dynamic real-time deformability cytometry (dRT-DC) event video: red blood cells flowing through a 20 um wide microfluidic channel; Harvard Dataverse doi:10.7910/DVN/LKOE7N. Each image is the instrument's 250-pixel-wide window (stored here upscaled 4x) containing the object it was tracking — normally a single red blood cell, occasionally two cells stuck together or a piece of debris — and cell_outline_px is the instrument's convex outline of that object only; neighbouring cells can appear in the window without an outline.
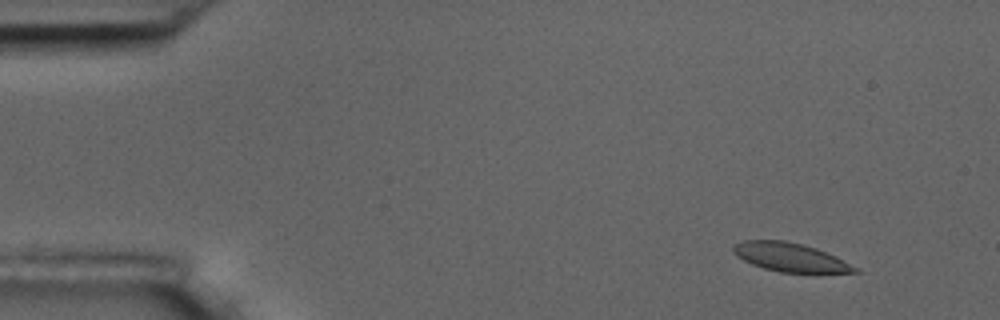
{"species": "common noctule bat (a hibernating species)", "species_latin": "Nyctalus noctula", "temperature_condition": "room temperature", "stored_images_in_passage": 6, "segment_of_instrument_passage": [1, 2], "camera_frame_rate_fps": 3000, "um_per_image_px": 0.085, "animal": {"sex": "male", "body_mass_g": 17.5, "forearm_length_mm": 52.3}, "frame": {"image": 1, "passage_image": 2, "time_ms": 1.0, "image_size_px": [1000, 320], "cell_outline_px": [[860, 272], [780, 272], [764, 268], [752, 264], [736, 256], [732, 252], [732, 244], [744, 240], [784, 240], [816, 248], [836, 256], [860, 268]], "centroid_in_image_um": [67.15, 21.85], "position_along_channel_um": 17.9, "area_um2": 20.29}}